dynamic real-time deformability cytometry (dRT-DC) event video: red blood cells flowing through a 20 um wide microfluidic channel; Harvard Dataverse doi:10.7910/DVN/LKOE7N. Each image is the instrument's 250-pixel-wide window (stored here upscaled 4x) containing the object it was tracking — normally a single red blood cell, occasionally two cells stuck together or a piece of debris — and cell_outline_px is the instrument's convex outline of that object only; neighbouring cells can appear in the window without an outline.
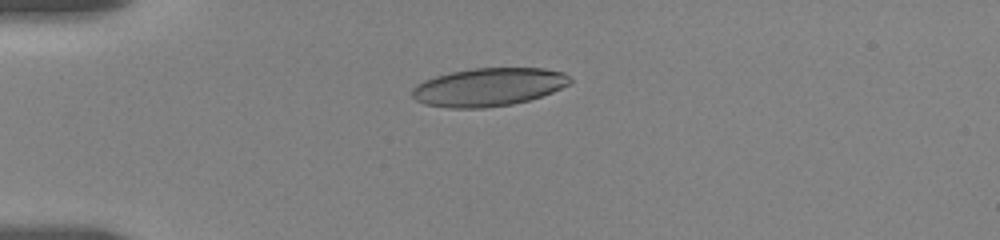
{"species": "human", "species_latin": "Homo sapiens", "temperature_condition": "room temperature", "stored_images_in_passage": 9, "camera_frame_rate_fps": 3000, "um_per_image_px": 0.085, "donor": {"sex": "female"}, "frame": {"image": 1, "passage_image": 1, "time_ms": 0.0, "image_size_px": [1000, 240], "cell_outline_px": [[572, 84], [552, 92], [528, 100], [512, 104], [484, 108], [448, 108], [424, 104], [416, 100], [412, 96], [412, 88], [416, 84], [424, 80], [436, 76], [452, 72], [472, 68], [544, 68], [564, 72], [572, 80]], "centroid_in_image_um": [41.53, 7.4], "position_along_channel_um": 43.5, "area_um2": 35.26}}
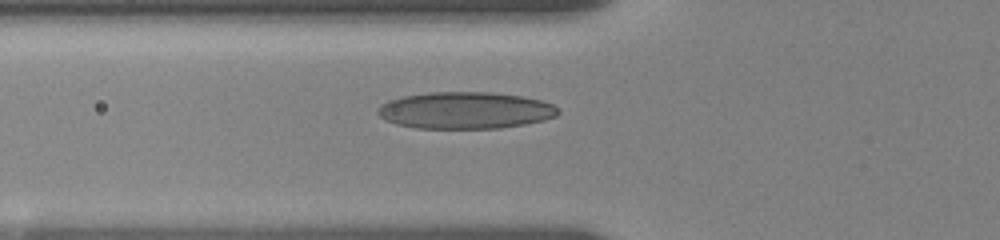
{"frame": {"image": 2, "passage_image": 6, "time_ms": 2.0, "image_size_px": [1000, 240], "cell_outline_px": [[560, 112], [556, 116], [544, 120], [524, 124], [500, 128], [416, 128], [396, 124], [384, 120], [376, 112], [380, 104], [388, 100], [404, 96], [432, 92], [488, 92], [524, 96], [540, 100], [552, 104], [560, 108]], "centroid_in_image_um": [39.55, 9.38], "position_along_channel_um": 86.3, "area_um2": 38.84}}
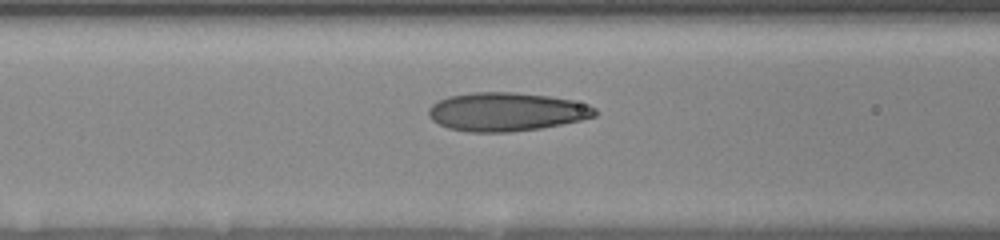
{"frame": {"image": 3, "passage_image": 8, "time_ms": 3.0, "image_size_px": [1000, 240], "cell_outline_px": [[596, 116], [580, 120], [540, 128], [508, 132], [468, 132], [448, 128], [432, 120], [428, 116], [428, 108], [432, 104], [448, 96], [472, 92], [512, 92], [548, 96], [572, 100], [588, 104], [596, 108]], "centroid_in_image_um": [43.02, 9.5], "position_along_channel_um": 123.6, "area_um2": 37.34}}